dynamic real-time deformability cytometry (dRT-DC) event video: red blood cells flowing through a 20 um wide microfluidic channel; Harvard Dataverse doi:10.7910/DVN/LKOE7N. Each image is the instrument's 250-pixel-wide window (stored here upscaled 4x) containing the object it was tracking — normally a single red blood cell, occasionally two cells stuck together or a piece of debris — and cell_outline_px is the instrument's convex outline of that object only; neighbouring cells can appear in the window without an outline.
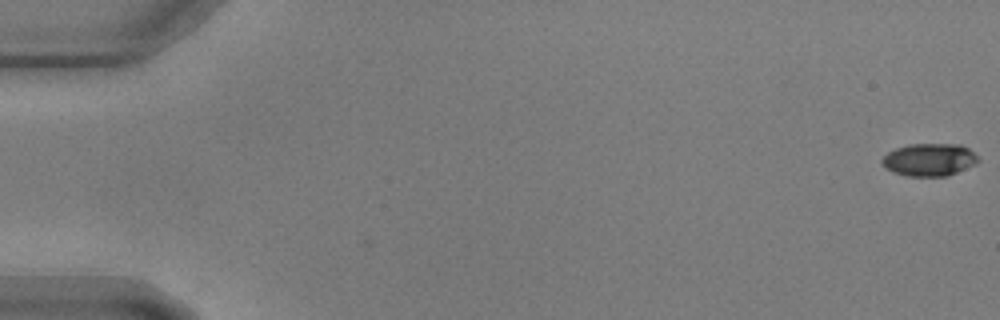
{"species": "common noctule bat (a hibernating species)", "species_latin": "Nyctalus noctula", "temperature_condition": "warm", "stored_images_in_passage": 59, "camera_frame_rate_fps": 3000, "um_per_image_px": 0.085, "animal": {"sex": "male", "body_mass_g": 17.9, "forearm_length_mm": 54.2}, "frame": {"image": 1, "passage_image": 1, "time_ms": 0.0, "image_size_px": [1000, 320], "cell_outline_px": [[980, 160], [976, 164], [948, 176], [908, 176], [892, 172], [884, 168], [880, 160], [888, 152], [896, 148], [912, 144], [960, 144], [968, 148]], "centroid_in_image_um": [78.98, 13.58], "position_along_channel_um": 6.0, "area_um2": 18.32}}
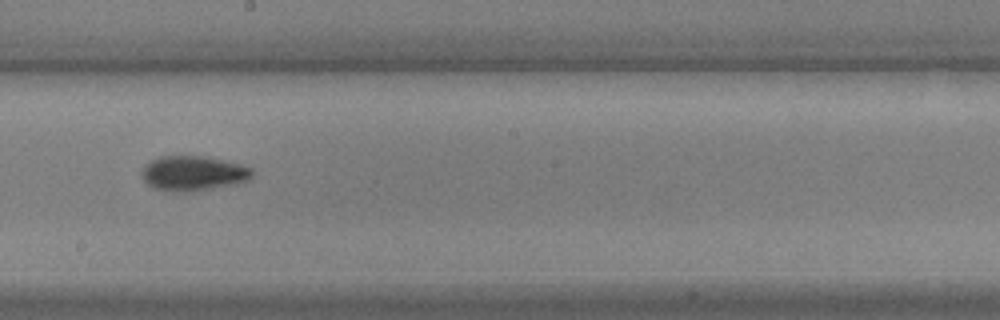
{"frame": {"image": 2, "passage_image": 34, "time_ms": 11.0, "image_size_px": [1000, 320], "cell_outline_px": [[252, 176], [248, 180], [236, 184], [192, 192], [180, 192], [152, 188], [140, 176], [140, 172], [144, 164], [160, 156], [208, 156], [240, 164], [252, 168]], "centroid_in_image_um": [16.4, 14.73], "position_along_channel_um": 231.8, "area_um2": 22.72}}
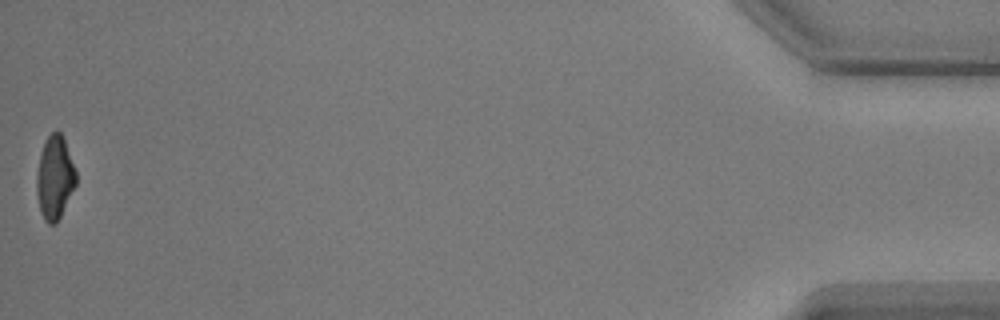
{"frame": {"image": 3, "passage_image": 59, "time_ms": 19.333, "image_size_px": [1000, 320], "cell_outline_px": [[76, 184], [56, 224], [48, 224], [44, 220], [40, 208], [36, 192], [36, 172], [44, 140], [56, 128], [60, 132], [64, 140], [76, 172]], "centroid_in_image_um": [4.63, 15.08], "position_along_channel_um": 430.6, "area_um2": 18.96}}